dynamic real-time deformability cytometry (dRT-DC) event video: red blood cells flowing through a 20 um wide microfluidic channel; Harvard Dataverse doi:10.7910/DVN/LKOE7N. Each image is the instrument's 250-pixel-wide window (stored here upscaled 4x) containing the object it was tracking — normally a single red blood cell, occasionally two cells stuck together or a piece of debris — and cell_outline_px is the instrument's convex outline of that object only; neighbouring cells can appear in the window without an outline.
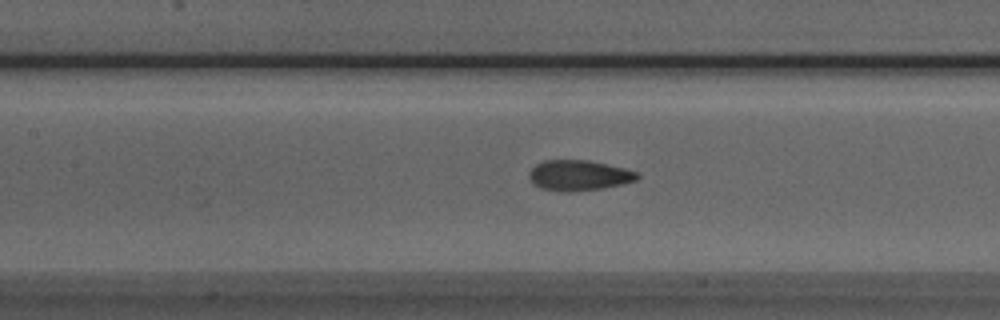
{"species": "Egyptian fruit bat (a non-hibernating species)", "species_latin": "Rousettus aegyptiacus", "temperature_condition": "room temperature", "stored_images_in_passage": 44, "camera_frame_rate_fps": 3000, "um_per_image_px": 0.085, "animal": {"sex": "male"}, "frame": {"image": 1, "passage_image": 23, "time_ms": 7.333, "image_size_px": [1000, 320], "cell_outline_px": [[640, 176], [636, 180], [604, 188], [572, 192], [568, 192], [540, 188], [532, 184], [528, 176], [528, 172], [536, 164], [544, 160], [588, 160], [624, 168], [636, 172]], "centroid_in_image_um": [49.15, 14.91], "position_along_channel_um": 158.2, "area_um2": 19.19}}
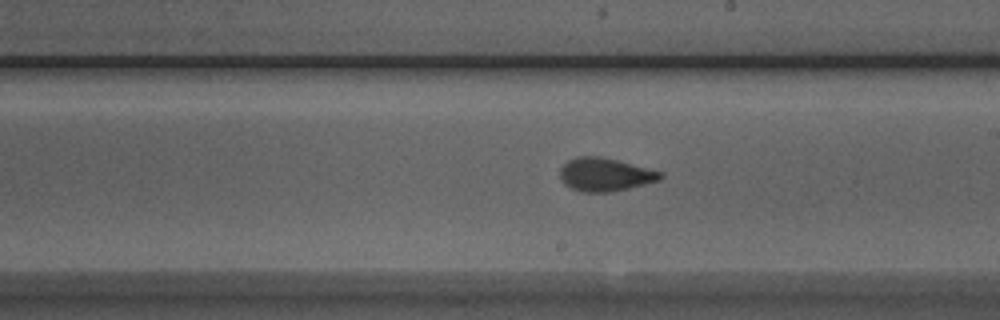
{"frame": {"image": 2, "passage_image": 29, "time_ms": 9.333, "image_size_px": [1000, 320], "cell_outline_px": [[664, 176], [660, 180], [628, 188], [608, 192], [584, 192], [572, 188], [564, 184], [560, 180], [560, 168], [568, 160], [576, 156], [600, 156], [664, 172]], "centroid_in_image_um": [51.42, 14.83], "position_along_channel_um": 237.6, "area_um2": 19.42}}
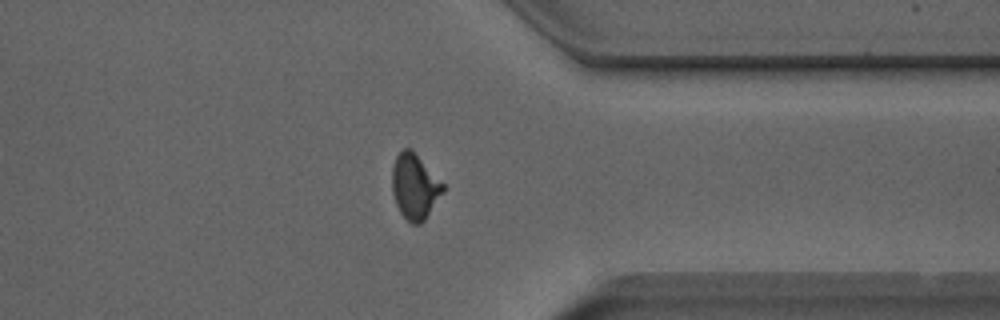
{"frame": {"image": 3, "passage_image": 40, "time_ms": 13.0, "image_size_px": [1000, 320], "cell_outline_px": [[444, 192], [424, 220], [420, 224], [412, 224], [400, 212], [396, 204], [392, 192], [392, 168], [396, 156], [404, 148], [412, 148], [444, 184]], "centroid_in_image_um": [35.25, 15.84], "position_along_channel_um": 376.1, "area_um2": 19.36}}